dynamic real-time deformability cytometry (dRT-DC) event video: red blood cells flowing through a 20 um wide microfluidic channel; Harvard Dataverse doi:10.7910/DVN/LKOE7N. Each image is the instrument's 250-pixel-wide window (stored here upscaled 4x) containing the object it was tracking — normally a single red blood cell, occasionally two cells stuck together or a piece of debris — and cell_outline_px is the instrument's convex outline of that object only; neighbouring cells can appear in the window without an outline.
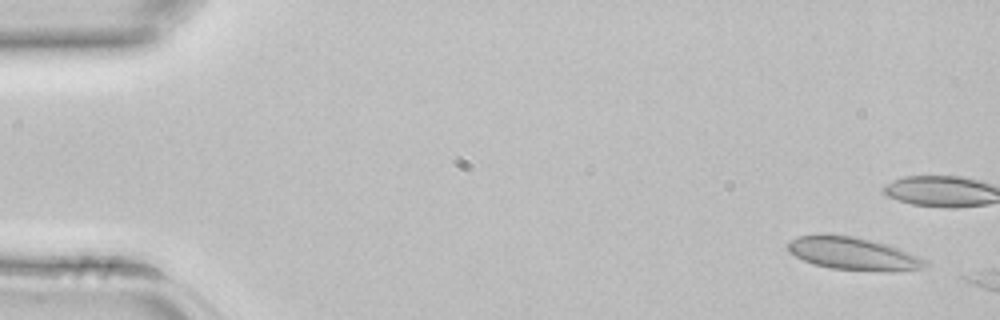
{"species": "common noctule bat (a hibernating species)", "species_latin": "Nyctalus noctula", "temperature_condition": "room temperature", "stored_images_in_passage": 3, "camera_frame_rate_fps": 3000, "um_per_image_px": 0.085, "animal": {"sex": "female", "body_mass_g": 22.7, "forearm_length_mm": 54.2}, "frame": {"image": 1, "passage_image": 1, "time_ms": 0.0, "image_size_px": [1000, 320], "cell_outline_px": [[928, 264], [920, 268], [888, 272], [880, 272], [832, 268], [816, 264], [804, 260], [796, 256], [788, 248], [788, 244], [792, 240], [800, 236], [820, 232], [852, 236], [884, 244], [896, 248], [928, 260]], "centroid_in_image_um": [72.5, 21.55], "position_along_channel_um": 12.5, "area_um2": 25.89}}